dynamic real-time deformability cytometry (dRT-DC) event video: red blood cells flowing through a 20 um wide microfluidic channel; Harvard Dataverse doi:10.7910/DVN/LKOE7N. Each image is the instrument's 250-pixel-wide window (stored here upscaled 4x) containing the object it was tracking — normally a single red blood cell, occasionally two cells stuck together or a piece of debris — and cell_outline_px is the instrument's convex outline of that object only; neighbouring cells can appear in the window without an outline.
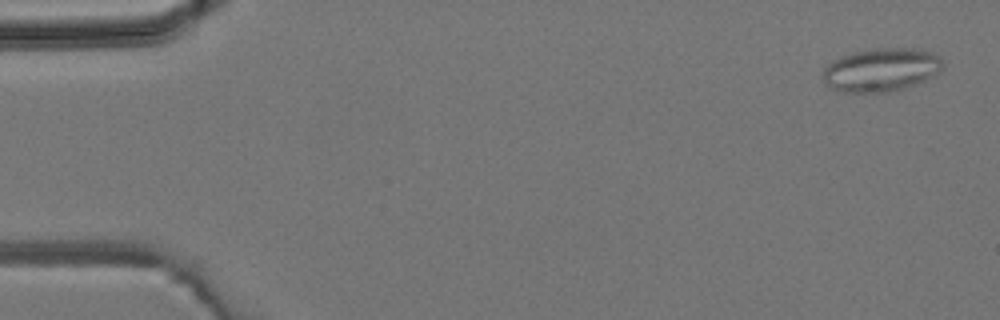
{"species": "common noctule bat (a hibernating species)", "species_latin": "Nyctalus noctula", "temperature_condition": "room temperature", "stored_images_in_passage": 4, "camera_frame_rate_fps": 3000, "um_per_image_px": 0.085, "animal": {"sex": "male", "body_mass_g": 19.2, "forearm_length_mm": 51.8}, "frame": {"image": 1, "passage_image": 1, "time_ms": 0.0, "image_size_px": [1000, 320], "cell_outline_px": [[944, 68], [940, 72], [924, 80], [896, 92], [836, 92], [828, 88], [824, 84], [824, 68], [832, 60], [840, 56], [852, 52], [876, 48], [920, 48], [932, 52], [940, 56], [944, 64]], "centroid_in_image_um": [74.91, 5.94], "position_along_channel_um": 10.1, "area_um2": 30.92}}